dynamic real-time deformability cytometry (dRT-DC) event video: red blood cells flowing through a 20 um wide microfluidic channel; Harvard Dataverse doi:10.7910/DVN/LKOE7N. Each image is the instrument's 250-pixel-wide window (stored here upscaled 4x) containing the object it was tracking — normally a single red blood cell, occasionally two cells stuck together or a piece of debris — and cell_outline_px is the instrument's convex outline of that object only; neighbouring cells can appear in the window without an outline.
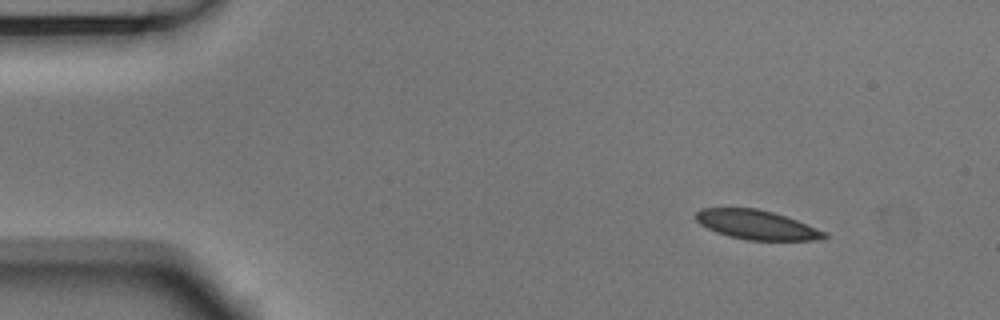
{"species": "Egyptian fruit bat (a non-hibernating species)", "species_latin": "Rousettus aegyptiacus", "temperature_condition": "room temperature", "stored_images_in_passage": 9, "camera_frame_rate_fps": 3000, "um_per_image_px": 0.085, "animal": {"sex": "male"}, "frame": {"image": 1, "passage_image": 1, "time_ms": 0.0, "image_size_px": [1000, 320], "cell_outline_px": [[828, 236], [812, 240], [748, 240], [728, 236], [716, 232], [700, 224], [696, 220], [696, 212], [700, 208], [756, 208], [772, 212], [796, 220], [824, 232]], "centroid_in_image_um": [64.24, 19.1], "position_along_channel_um": 20.8, "area_um2": 21.5}}
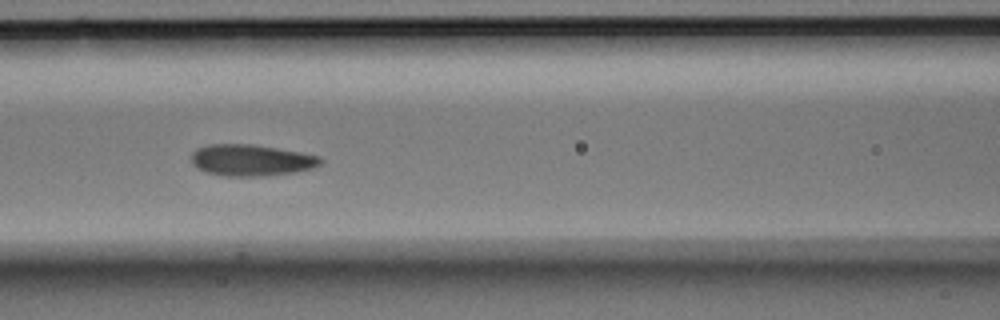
{"frame": {"image": 2, "passage_image": 6, "time_ms": 1.667, "image_size_px": [1000, 320], "cell_outline_px": [[324, 160], [320, 164], [312, 168], [296, 172], [268, 176], [224, 176], [208, 172], [192, 164], [192, 152], [196, 148], [208, 144], [252, 144], [300, 152], [320, 156]], "centroid_in_image_um": [21.37, 13.61], "position_along_channel_um": 145.2, "area_um2": 23.7}}
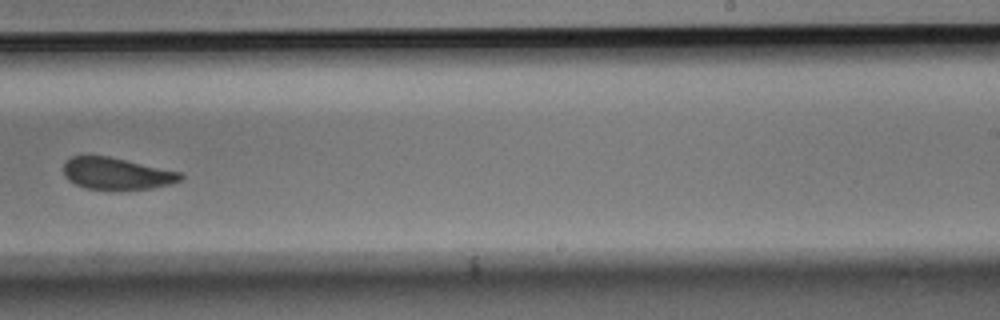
{"frame": {"image": 3, "passage_image": 9, "time_ms": 2.667, "image_size_px": [1000, 320], "cell_outline_px": [[184, 176], [180, 180], [172, 184], [152, 188], [84, 188], [68, 180], [64, 176], [64, 164], [72, 156], [108, 156], [180, 172]], "centroid_in_image_um": [9.91, 14.74], "position_along_channel_um": 279.1, "area_um2": 21.15}}